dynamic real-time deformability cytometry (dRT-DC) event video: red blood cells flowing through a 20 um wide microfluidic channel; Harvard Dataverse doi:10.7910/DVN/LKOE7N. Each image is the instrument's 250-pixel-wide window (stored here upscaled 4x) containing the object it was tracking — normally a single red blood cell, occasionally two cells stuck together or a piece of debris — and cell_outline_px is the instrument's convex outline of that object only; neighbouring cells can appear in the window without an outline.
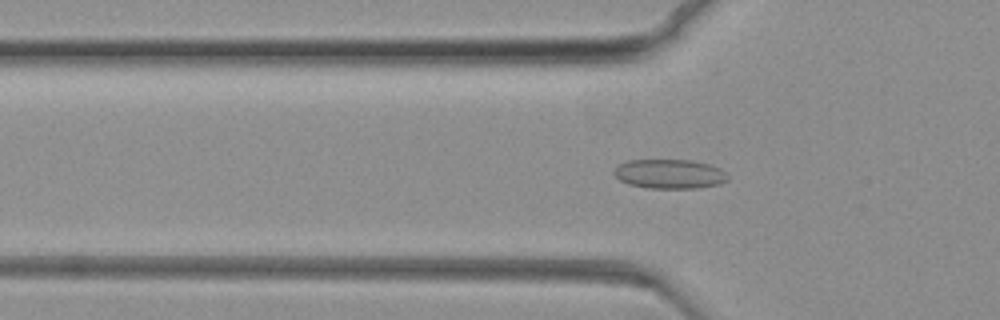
{"species": "common noctule bat (a hibernating species)", "species_latin": "Nyctalus noctula", "temperature_condition": "warm", "stored_images_in_passage": 78, "camera_frame_rate_fps": 3000, "um_per_image_px": 0.085, "animal": {"sex": "female", "body_mass_g": 19.3, "forearm_length_mm": 54.1}, "frame": {"image": 1, "passage_image": 26, "time_ms": 8.333, "image_size_px": [1000, 320], "cell_outline_px": [[728, 180], [720, 184], [700, 188], [648, 188], [628, 184], [620, 180], [612, 172], [620, 164], [628, 160], [692, 160], [708, 164], [720, 168], [728, 176]], "centroid_in_image_um": [56.93, 14.79], "position_along_channel_um": 68.9, "area_um2": 19.48}}
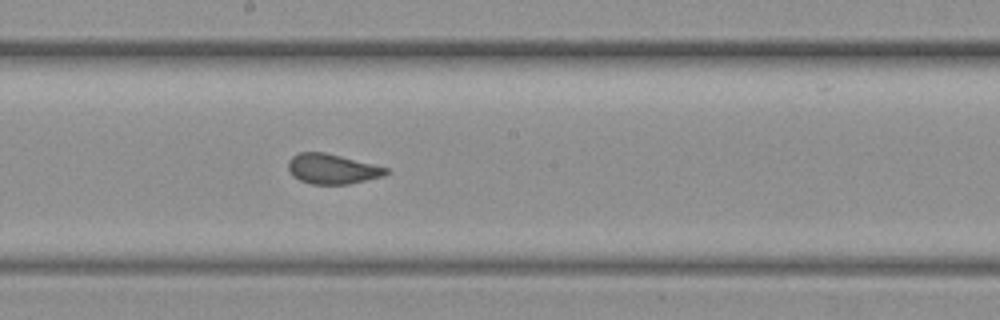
{"frame": {"image": 2, "passage_image": 43, "time_ms": 14.0, "image_size_px": [1000, 320], "cell_outline_px": [[388, 172], [384, 176], [348, 184], [312, 184], [300, 180], [292, 176], [288, 172], [288, 160], [292, 156], [300, 152], [324, 152], [388, 168]], "centroid_in_image_um": [28.19, 14.36], "position_along_channel_um": 220.0, "area_um2": 16.99}}
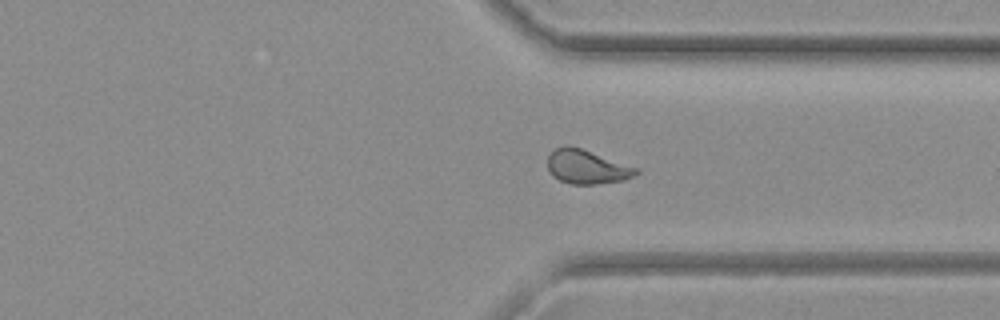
{"frame": {"image": 3, "passage_image": 59, "time_ms": 19.333, "image_size_px": [1000, 320], "cell_outline_px": [[640, 172], [624, 180], [596, 184], [572, 184], [560, 180], [552, 176], [548, 172], [548, 156], [556, 148], [568, 144], [640, 168]], "centroid_in_image_um": [49.88, 14.18], "position_along_channel_um": 361.5, "area_um2": 17.57}}